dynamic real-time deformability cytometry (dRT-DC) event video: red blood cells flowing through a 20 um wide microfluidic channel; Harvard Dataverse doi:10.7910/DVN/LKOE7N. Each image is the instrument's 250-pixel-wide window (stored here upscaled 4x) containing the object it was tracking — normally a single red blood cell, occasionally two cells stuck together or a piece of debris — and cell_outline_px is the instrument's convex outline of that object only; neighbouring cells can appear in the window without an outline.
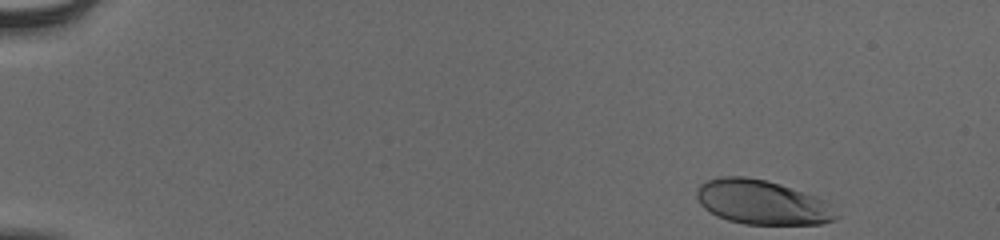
{"species": "human", "species_latin": "Homo sapiens", "temperature_condition": "cold", "stored_images_in_passage": 43, "camera_frame_rate_fps": 3000, "um_per_image_px": 0.085, "donor": {"sex": "male"}, "frame": {"image": 1, "passage_image": 1, "time_ms": 0.0, "image_size_px": [1000, 240], "cell_outline_px": [[840, 216], [832, 220], [820, 224], [744, 224], [728, 220], [716, 216], [704, 208], [700, 204], [696, 196], [696, 188], [700, 184], [708, 180], [720, 176], [744, 176], [764, 180], [780, 184], [816, 196], [824, 200]], "centroid_in_image_um": [64.74, 17.19], "position_along_channel_um": 20.3, "area_um2": 36.01}}
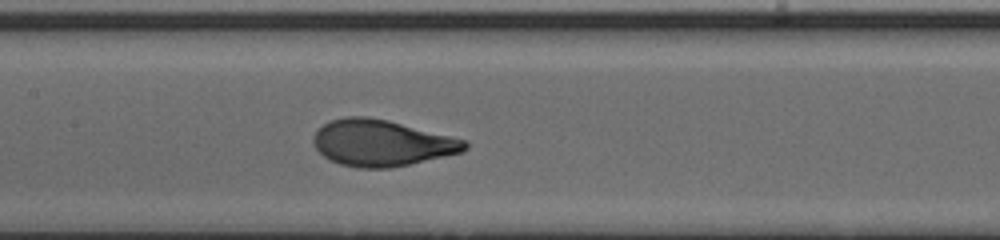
{"frame": {"image": 2, "passage_image": 24, "time_ms": 7.667, "image_size_px": [1000, 240], "cell_outline_px": [[468, 148], [464, 152], [392, 168], [360, 168], [340, 164], [324, 156], [316, 148], [312, 140], [312, 136], [324, 124], [332, 120], [344, 116], [368, 116], [388, 120], [468, 140]], "centroid_in_image_um": [32.48, 12.15], "position_along_channel_um": 174.9, "area_um2": 40.98}}
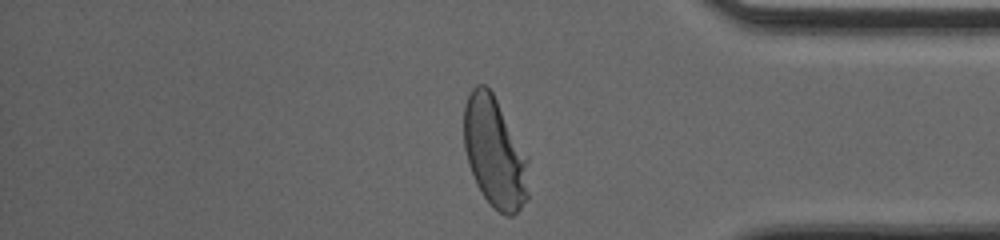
{"frame": {"image": 3, "passage_image": 42, "time_ms": 13.667, "image_size_px": [1000, 240], "cell_outline_px": [[528, 200], [512, 216], [504, 216], [492, 208], [476, 184], [468, 164], [464, 148], [464, 104], [472, 88], [476, 84], [484, 84], [492, 92], [528, 156]], "centroid_in_image_um": [42.05, 12.99], "position_along_channel_um": 393.2, "area_um2": 41.91}, "authors_computed_cell_mechanics": {"area_um2": 39.9398, "velocity_mm_per_s": 3.8684, "shape_relaxation_time_tau1_ms": 3.2495, "shape_relaxation_time_tau2_ms": null, "deformation_change_tau1": 0.1855, "deformation_change_tau2": null}}